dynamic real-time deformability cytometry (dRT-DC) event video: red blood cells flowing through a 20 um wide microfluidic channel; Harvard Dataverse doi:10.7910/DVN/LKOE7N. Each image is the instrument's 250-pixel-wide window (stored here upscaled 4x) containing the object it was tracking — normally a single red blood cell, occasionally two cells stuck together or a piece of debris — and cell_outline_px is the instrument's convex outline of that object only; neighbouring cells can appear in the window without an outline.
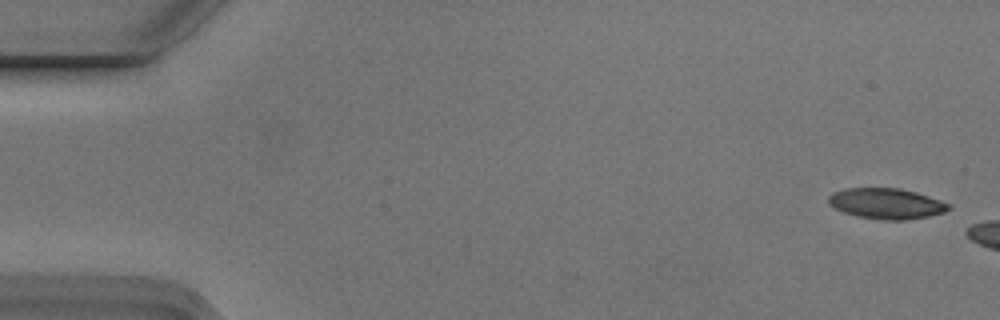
{"species": "Egyptian fruit bat (a non-hibernating species)", "species_latin": "Rousettus aegyptiacus", "temperature_condition": "cold", "stored_images_in_passage": 6, "camera_frame_rate_fps": 3000, "um_per_image_px": 0.085, "animal": {"sex": "male"}, "frame": {"image": 1, "passage_image": 1, "time_ms": 0.0, "image_size_px": [1000, 320], "cell_outline_px": [[952, 208], [944, 212], [928, 216], [904, 220], [884, 220], [860, 216], [844, 212], [828, 204], [828, 196], [832, 192], [844, 188], [900, 188], [916, 192], [952, 204]], "centroid_in_image_um": [75.35, 17.29], "position_along_channel_um": 9.6, "area_um2": 21.44}}